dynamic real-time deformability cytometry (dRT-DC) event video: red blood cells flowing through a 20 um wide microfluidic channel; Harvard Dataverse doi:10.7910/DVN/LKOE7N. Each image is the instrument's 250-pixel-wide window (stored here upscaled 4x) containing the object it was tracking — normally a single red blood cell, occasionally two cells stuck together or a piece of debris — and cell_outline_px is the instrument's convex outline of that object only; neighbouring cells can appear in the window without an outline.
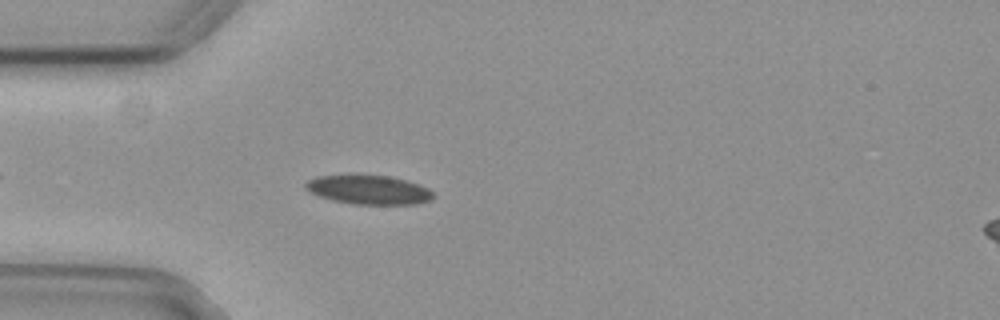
{"species": "common noctule bat (a hibernating species)", "species_latin": "Nyctalus noctula", "temperature_condition": "cold", "stored_images_in_passage": 39, "camera_frame_rate_fps": 3000, "um_per_image_px": 0.085, "animal": {"sex": "female", "body_mass_g": 29.2, "forearm_length_mm": 56.3}, "frame": {"image": 1, "passage_image": 7, "time_ms": 2.0, "image_size_px": [1000, 320], "cell_outline_px": [[436, 196], [432, 200], [416, 204], [352, 204], [332, 200], [320, 196], [304, 188], [304, 184], [308, 180], [320, 176], [348, 172], [356, 172], [388, 176], [404, 180], [428, 188]], "centroid_in_image_um": [31.3, 16.09], "position_along_channel_um": 53.7, "area_um2": 22.31}}
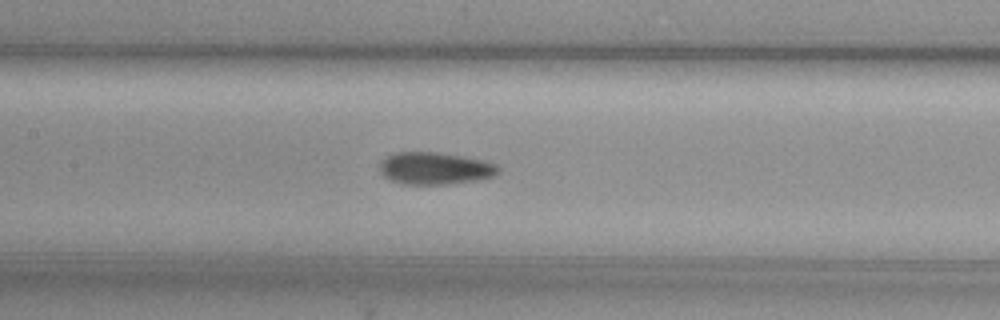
{"frame": {"image": 2, "passage_image": 17, "time_ms": 5.333, "image_size_px": [1000, 320], "cell_outline_px": [[500, 172], [496, 176], [484, 180], [448, 184], [400, 184], [384, 176], [380, 172], [380, 160], [396, 152], [436, 152], [464, 156], [484, 160], [496, 164], [500, 168]], "centroid_in_image_um": [37.03, 14.32], "position_along_channel_um": 170.4, "area_um2": 22.66}}
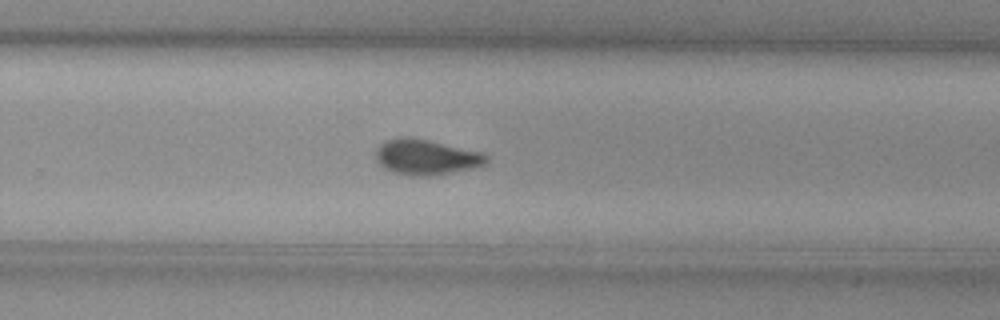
{"frame": {"image": 3, "passage_image": 27, "time_ms": 8.667, "image_size_px": [1000, 320], "cell_outline_px": [[488, 164], [476, 168], [436, 176], [412, 176], [392, 172], [384, 168], [376, 160], [376, 148], [384, 140], [400, 136], [408, 136], [428, 140], [480, 152], [488, 156]], "centroid_in_image_um": [36.22, 13.36], "position_along_channel_um": 293.6, "area_um2": 23.24}, "authors_computed_cell_mechanics": {"area_um2": 22.1952, "velocity_mm_per_s": 3.712, "shape_relaxation_time_tau1_ms": 3.6456, "shape_relaxation_time_tau2_ms": null, "deformation_change_tau1": 0.1063, "deformation_change_tau2": null}}